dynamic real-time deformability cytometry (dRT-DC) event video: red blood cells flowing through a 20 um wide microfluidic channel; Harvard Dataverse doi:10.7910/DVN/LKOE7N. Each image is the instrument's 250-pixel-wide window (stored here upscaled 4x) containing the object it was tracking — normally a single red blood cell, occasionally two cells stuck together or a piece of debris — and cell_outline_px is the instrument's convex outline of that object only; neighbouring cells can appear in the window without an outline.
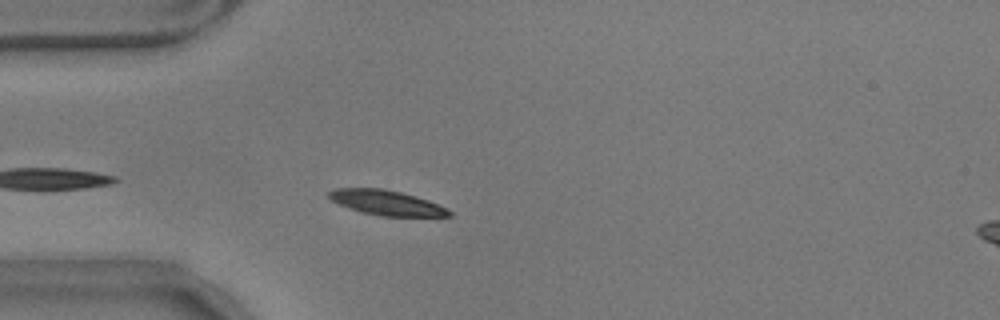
{"species": "common noctule bat (a hibernating species)", "species_latin": "Nyctalus noctula", "temperature_condition": "warm", "stored_images_in_passage": 22, "camera_frame_rate_fps": 3000, "um_per_image_px": 0.085, "animal": {"sex": "male", "body_mass_g": 17.9}, "frame": {"image": 1, "passage_image": 4, "time_ms": 1.0, "image_size_px": [1000, 320], "cell_outline_px": [[452, 216], [380, 216], [360, 212], [348, 208], [332, 200], [328, 196], [328, 192], [336, 188], [384, 188], [400, 192], [428, 200], [452, 212]], "centroid_in_image_um": [32.81, 17.23], "position_along_channel_um": 52.2, "area_um2": 17.28}}
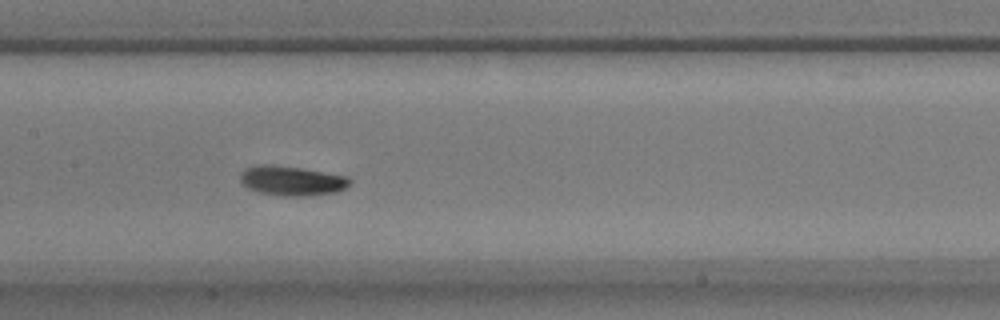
{"frame": {"image": 2, "passage_image": 16, "time_ms": 5.0, "image_size_px": [1000, 320], "cell_outline_px": [[352, 180], [344, 188], [336, 192], [304, 196], [280, 196], [260, 192], [248, 188], [240, 180], [240, 172], [244, 168], [256, 164], [272, 164], [300, 168], [348, 176]], "centroid_in_image_um": [24.76, 15.35], "position_along_channel_um": 182.6, "area_um2": 18.96}}